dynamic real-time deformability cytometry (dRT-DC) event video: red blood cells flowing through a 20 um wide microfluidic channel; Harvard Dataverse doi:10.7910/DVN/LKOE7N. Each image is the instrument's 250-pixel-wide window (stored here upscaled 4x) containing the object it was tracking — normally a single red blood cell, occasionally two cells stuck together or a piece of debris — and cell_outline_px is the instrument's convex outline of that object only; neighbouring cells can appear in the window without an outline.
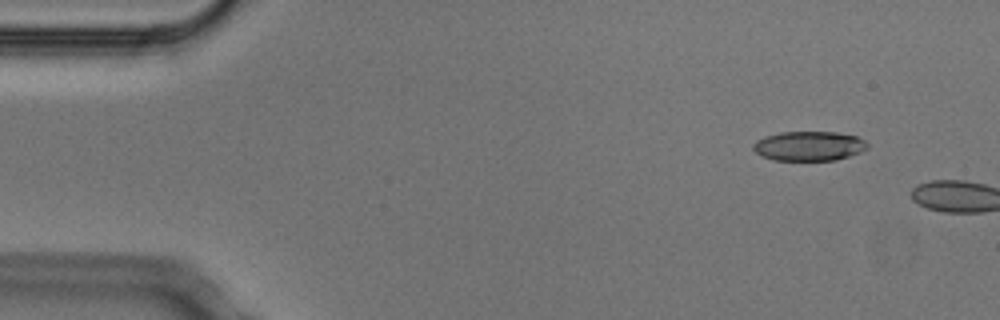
{"species": "Egyptian fruit bat (a non-hibernating species)", "species_latin": "Rousettus aegyptiacus", "temperature_condition": "cold", "stored_images_in_passage": 3, "camera_frame_rate_fps": 3000, "um_per_image_px": 0.085, "animal": {"sex": "male"}, "frame": {"image": 1, "passage_image": 2, "time_ms": 0.333, "image_size_px": [1000, 320], "cell_outline_px": [[868, 148], [860, 152], [836, 160], [772, 160], [760, 156], [752, 148], [752, 144], [756, 140], [764, 136], [780, 132], [836, 132], [856, 136], [864, 140], [868, 144]], "centroid_in_image_um": [68.72, 12.41], "position_along_channel_um": 16.3, "area_um2": 19.77}}